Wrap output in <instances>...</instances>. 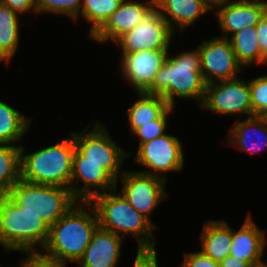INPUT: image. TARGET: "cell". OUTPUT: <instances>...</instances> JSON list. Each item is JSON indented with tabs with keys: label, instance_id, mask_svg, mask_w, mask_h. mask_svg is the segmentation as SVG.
<instances>
[{
	"label": "cell",
	"instance_id": "d590c367",
	"mask_svg": "<svg viewBox=\"0 0 267 267\" xmlns=\"http://www.w3.org/2000/svg\"><path fill=\"white\" fill-rule=\"evenodd\" d=\"M249 263L247 261L238 259L235 256L228 255L221 262H219V267H248Z\"/></svg>",
	"mask_w": 267,
	"mask_h": 267
},
{
	"label": "cell",
	"instance_id": "5b68a950",
	"mask_svg": "<svg viewBox=\"0 0 267 267\" xmlns=\"http://www.w3.org/2000/svg\"><path fill=\"white\" fill-rule=\"evenodd\" d=\"M50 227L39 216L24 212L7 194L0 195V244L5 251L45 246Z\"/></svg>",
	"mask_w": 267,
	"mask_h": 267
},
{
	"label": "cell",
	"instance_id": "cb8c5ba5",
	"mask_svg": "<svg viewBox=\"0 0 267 267\" xmlns=\"http://www.w3.org/2000/svg\"><path fill=\"white\" fill-rule=\"evenodd\" d=\"M10 7L0 4V61L9 62L19 45V18Z\"/></svg>",
	"mask_w": 267,
	"mask_h": 267
},
{
	"label": "cell",
	"instance_id": "6da1fadb",
	"mask_svg": "<svg viewBox=\"0 0 267 267\" xmlns=\"http://www.w3.org/2000/svg\"><path fill=\"white\" fill-rule=\"evenodd\" d=\"M206 90V83L201 74V62L198 48L186 51L175 57L167 58L152 85L144 92L160 95L171 107L175 97L200 101L201 106Z\"/></svg>",
	"mask_w": 267,
	"mask_h": 267
},
{
	"label": "cell",
	"instance_id": "836d02e7",
	"mask_svg": "<svg viewBox=\"0 0 267 267\" xmlns=\"http://www.w3.org/2000/svg\"><path fill=\"white\" fill-rule=\"evenodd\" d=\"M0 4L10 7L18 15L31 10L36 12L35 0H0Z\"/></svg>",
	"mask_w": 267,
	"mask_h": 267
},
{
	"label": "cell",
	"instance_id": "d6986e66",
	"mask_svg": "<svg viewBox=\"0 0 267 267\" xmlns=\"http://www.w3.org/2000/svg\"><path fill=\"white\" fill-rule=\"evenodd\" d=\"M229 132L232 137L229 135L228 142L237 145L240 150L258 153L267 149V117L254 115L242 122L238 120Z\"/></svg>",
	"mask_w": 267,
	"mask_h": 267
},
{
	"label": "cell",
	"instance_id": "603a6c76",
	"mask_svg": "<svg viewBox=\"0 0 267 267\" xmlns=\"http://www.w3.org/2000/svg\"><path fill=\"white\" fill-rule=\"evenodd\" d=\"M140 97L128 109L130 130L160 118L171 106L160 95L137 93Z\"/></svg>",
	"mask_w": 267,
	"mask_h": 267
},
{
	"label": "cell",
	"instance_id": "83f0119b",
	"mask_svg": "<svg viewBox=\"0 0 267 267\" xmlns=\"http://www.w3.org/2000/svg\"><path fill=\"white\" fill-rule=\"evenodd\" d=\"M82 0H35L36 12L63 14L77 19L81 11Z\"/></svg>",
	"mask_w": 267,
	"mask_h": 267
},
{
	"label": "cell",
	"instance_id": "484cf974",
	"mask_svg": "<svg viewBox=\"0 0 267 267\" xmlns=\"http://www.w3.org/2000/svg\"><path fill=\"white\" fill-rule=\"evenodd\" d=\"M21 145L0 144V195L21 179Z\"/></svg>",
	"mask_w": 267,
	"mask_h": 267
},
{
	"label": "cell",
	"instance_id": "74e56055",
	"mask_svg": "<svg viewBox=\"0 0 267 267\" xmlns=\"http://www.w3.org/2000/svg\"><path fill=\"white\" fill-rule=\"evenodd\" d=\"M248 267H267V264H264L262 261H260L254 264H249Z\"/></svg>",
	"mask_w": 267,
	"mask_h": 267
},
{
	"label": "cell",
	"instance_id": "ba28073f",
	"mask_svg": "<svg viewBox=\"0 0 267 267\" xmlns=\"http://www.w3.org/2000/svg\"><path fill=\"white\" fill-rule=\"evenodd\" d=\"M201 107L219 115L254 116L249 82L236 77L206 84Z\"/></svg>",
	"mask_w": 267,
	"mask_h": 267
},
{
	"label": "cell",
	"instance_id": "8d00e7d4",
	"mask_svg": "<svg viewBox=\"0 0 267 267\" xmlns=\"http://www.w3.org/2000/svg\"><path fill=\"white\" fill-rule=\"evenodd\" d=\"M205 5L210 9L213 10L215 8H219L223 5H225L226 3L231 2V0H202Z\"/></svg>",
	"mask_w": 267,
	"mask_h": 267
},
{
	"label": "cell",
	"instance_id": "7c38bea8",
	"mask_svg": "<svg viewBox=\"0 0 267 267\" xmlns=\"http://www.w3.org/2000/svg\"><path fill=\"white\" fill-rule=\"evenodd\" d=\"M201 62V74L206 84L233 79L242 66L228 38L214 37L198 46Z\"/></svg>",
	"mask_w": 267,
	"mask_h": 267
},
{
	"label": "cell",
	"instance_id": "d6a6232c",
	"mask_svg": "<svg viewBox=\"0 0 267 267\" xmlns=\"http://www.w3.org/2000/svg\"><path fill=\"white\" fill-rule=\"evenodd\" d=\"M155 249H138L134 267H158Z\"/></svg>",
	"mask_w": 267,
	"mask_h": 267
},
{
	"label": "cell",
	"instance_id": "2e32d148",
	"mask_svg": "<svg viewBox=\"0 0 267 267\" xmlns=\"http://www.w3.org/2000/svg\"><path fill=\"white\" fill-rule=\"evenodd\" d=\"M267 12V0L231 1L215 11L224 33L223 38L230 37L245 27L257 26Z\"/></svg>",
	"mask_w": 267,
	"mask_h": 267
},
{
	"label": "cell",
	"instance_id": "9a60e30c",
	"mask_svg": "<svg viewBox=\"0 0 267 267\" xmlns=\"http://www.w3.org/2000/svg\"><path fill=\"white\" fill-rule=\"evenodd\" d=\"M154 7L155 0H145L143 3L122 0L118 9L90 37L103 43L107 40H112L115 43L141 22Z\"/></svg>",
	"mask_w": 267,
	"mask_h": 267
},
{
	"label": "cell",
	"instance_id": "52a82bcc",
	"mask_svg": "<svg viewBox=\"0 0 267 267\" xmlns=\"http://www.w3.org/2000/svg\"><path fill=\"white\" fill-rule=\"evenodd\" d=\"M86 129L81 133L72 135L75 141V149L83 156V162L98 163L116 181L121 176L122 162L130 154L122 150L102 123L94 125L89 132ZM87 132V133H86ZM119 175V176H118Z\"/></svg>",
	"mask_w": 267,
	"mask_h": 267
},
{
	"label": "cell",
	"instance_id": "9c48e42d",
	"mask_svg": "<svg viewBox=\"0 0 267 267\" xmlns=\"http://www.w3.org/2000/svg\"><path fill=\"white\" fill-rule=\"evenodd\" d=\"M174 32L154 7L131 31L121 36L117 43L122 54L138 51L168 50Z\"/></svg>",
	"mask_w": 267,
	"mask_h": 267
},
{
	"label": "cell",
	"instance_id": "44dd1931",
	"mask_svg": "<svg viewBox=\"0 0 267 267\" xmlns=\"http://www.w3.org/2000/svg\"><path fill=\"white\" fill-rule=\"evenodd\" d=\"M202 252L213 259L221 262L229 255L232 242V228L223 220H210L204 222L201 233Z\"/></svg>",
	"mask_w": 267,
	"mask_h": 267
},
{
	"label": "cell",
	"instance_id": "7a4b0ae2",
	"mask_svg": "<svg viewBox=\"0 0 267 267\" xmlns=\"http://www.w3.org/2000/svg\"><path fill=\"white\" fill-rule=\"evenodd\" d=\"M85 206H90L91 214ZM94 207L79 201L49 229V237L42 248L45 253L66 262H78L98 227Z\"/></svg>",
	"mask_w": 267,
	"mask_h": 267
},
{
	"label": "cell",
	"instance_id": "f546056e",
	"mask_svg": "<svg viewBox=\"0 0 267 267\" xmlns=\"http://www.w3.org/2000/svg\"><path fill=\"white\" fill-rule=\"evenodd\" d=\"M174 107H170L160 118L153 120L147 124H142L133 133L139 138V145L146 143L164 135L167 127V117L173 111Z\"/></svg>",
	"mask_w": 267,
	"mask_h": 267
},
{
	"label": "cell",
	"instance_id": "3957f363",
	"mask_svg": "<svg viewBox=\"0 0 267 267\" xmlns=\"http://www.w3.org/2000/svg\"><path fill=\"white\" fill-rule=\"evenodd\" d=\"M116 189L93 197L89 203L94 207L99 227L114 234L136 236L138 249H155V238L151 237L157 229L153 222L140 214ZM115 195H114V194ZM153 238V239H152Z\"/></svg>",
	"mask_w": 267,
	"mask_h": 267
},
{
	"label": "cell",
	"instance_id": "d4e9b609",
	"mask_svg": "<svg viewBox=\"0 0 267 267\" xmlns=\"http://www.w3.org/2000/svg\"><path fill=\"white\" fill-rule=\"evenodd\" d=\"M23 113L0 101V144L22 140L31 122Z\"/></svg>",
	"mask_w": 267,
	"mask_h": 267
},
{
	"label": "cell",
	"instance_id": "ac0fdd59",
	"mask_svg": "<svg viewBox=\"0 0 267 267\" xmlns=\"http://www.w3.org/2000/svg\"><path fill=\"white\" fill-rule=\"evenodd\" d=\"M264 233L248 216L237 232L232 229L229 255L247 261L249 264L260 262L266 244Z\"/></svg>",
	"mask_w": 267,
	"mask_h": 267
},
{
	"label": "cell",
	"instance_id": "4316f807",
	"mask_svg": "<svg viewBox=\"0 0 267 267\" xmlns=\"http://www.w3.org/2000/svg\"><path fill=\"white\" fill-rule=\"evenodd\" d=\"M121 2L122 0H82L79 15L91 23L89 36L118 9Z\"/></svg>",
	"mask_w": 267,
	"mask_h": 267
},
{
	"label": "cell",
	"instance_id": "e575fe53",
	"mask_svg": "<svg viewBox=\"0 0 267 267\" xmlns=\"http://www.w3.org/2000/svg\"><path fill=\"white\" fill-rule=\"evenodd\" d=\"M261 53L267 59V12L264 18L256 26Z\"/></svg>",
	"mask_w": 267,
	"mask_h": 267
},
{
	"label": "cell",
	"instance_id": "f1b7e54d",
	"mask_svg": "<svg viewBox=\"0 0 267 267\" xmlns=\"http://www.w3.org/2000/svg\"><path fill=\"white\" fill-rule=\"evenodd\" d=\"M249 89L254 115L267 117V75L249 81Z\"/></svg>",
	"mask_w": 267,
	"mask_h": 267
},
{
	"label": "cell",
	"instance_id": "1f68e13d",
	"mask_svg": "<svg viewBox=\"0 0 267 267\" xmlns=\"http://www.w3.org/2000/svg\"><path fill=\"white\" fill-rule=\"evenodd\" d=\"M182 267H219V263L198 251L184 254Z\"/></svg>",
	"mask_w": 267,
	"mask_h": 267
},
{
	"label": "cell",
	"instance_id": "8992f818",
	"mask_svg": "<svg viewBox=\"0 0 267 267\" xmlns=\"http://www.w3.org/2000/svg\"><path fill=\"white\" fill-rule=\"evenodd\" d=\"M7 195L26 213L39 216L50 227L76 203L70 188L18 180Z\"/></svg>",
	"mask_w": 267,
	"mask_h": 267
},
{
	"label": "cell",
	"instance_id": "e0dca14e",
	"mask_svg": "<svg viewBox=\"0 0 267 267\" xmlns=\"http://www.w3.org/2000/svg\"><path fill=\"white\" fill-rule=\"evenodd\" d=\"M123 237L97 227L77 264L81 267H116Z\"/></svg>",
	"mask_w": 267,
	"mask_h": 267
},
{
	"label": "cell",
	"instance_id": "7402d4cb",
	"mask_svg": "<svg viewBox=\"0 0 267 267\" xmlns=\"http://www.w3.org/2000/svg\"><path fill=\"white\" fill-rule=\"evenodd\" d=\"M228 39L235 52L236 59L242 67L251 66L254 62L267 65V59L260 51L256 26L245 27L231 34Z\"/></svg>",
	"mask_w": 267,
	"mask_h": 267
},
{
	"label": "cell",
	"instance_id": "30bf717a",
	"mask_svg": "<svg viewBox=\"0 0 267 267\" xmlns=\"http://www.w3.org/2000/svg\"><path fill=\"white\" fill-rule=\"evenodd\" d=\"M182 149L181 142L177 136L169 134H164L146 143H141L134 160L139 165L141 164L155 172H137L154 175L166 180V176H163V173L182 170L184 166Z\"/></svg>",
	"mask_w": 267,
	"mask_h": 267
},
{
	"label": "cell",
	"instance_id": "277c9868",
	"mask_svg": "<svg viewBox=\"0 0 267 267\" xmlns=\"http://www.w3.org/2000/svg\"><path fill=\"white\" fill-rule=\"evenodd\" d=\"M75 141L71 134L64 140L32 154L21 145V180L32 184L70 188Z\"/></svg>",
	"mask_w": 267,
	"mask_h": 267
},
{
	"label": "cell",
	"instance_id": "8fae6325",
	"mask_svg": "<svg viewBox=\"0 0 267 267\" xmlns=\"http://www.w3.org/2000/svg\"><path fill=\"white\" fill-rule=\"evenodd\" d=\"M122 185L121 195L135 208L140 214L150 221V215L154 208L161 203L165 197L166 180L140 172L120 173Z\"/></svg>",
	"mask_w": 267,
	"mask_h": 267
},
{
	"label": "cell",
	"instance_id": "5bb4252c",
	"mask_svg": "<svg viewBox=\"0 0 267 267\" xmlns=\"http://www.w3.org/2000/svg\"><path fill=\"white\" fill-rule=\"evenodd\" d=\"M168 54L169 50L146 49L122 55L121 72L136 93H144L152 85Z\"/></svg>",
	"mask_w": 267,
	"mask_h": 267
},
{
	"label": "cell",
	"instance_id": "4fadbf2b",
	"mask_svg": "<svg viewBox=\"0 0 267 267\" xmlns=\"http://www.w3.org/2000/svg\"><path fill=\"white\" fill-rule=\"evenodd\" d=\"M83 187H78L79 181ZM77 182V185H75ZM93 187V188H92ZM94 187H96L94 189ZM116 189V181L98 163L83 162V156L75 149L70 190L79 201L89 202L96 195ZM101 190V191H100Z\"/></svg>",
	"mask_w": 267,
	"mask_h": 267
},
{
	"label": "cell",
	"instance_id": "ffe728a7",
	"mask_svg": "<svg viewBox=\"0 0 267 267\" xmlns=\"http://www.w3.org/2000/svg\"><path fill=\"white\" fill-rule=\"evenodd\" d=\"M155 7L174 33L176 26L183 30L210 11L202 0H155Z\"/></svg>",
	"mask_w": 267,
	"mask_h": 267
},
{
	"label": "cell",
	"instance_id": "4dcf8cb0",
	"mask_svg": "<svg viewBox=\"0 0 267 267\" xmlns=\"http://www.w3.org/2000/svg\"><path fill=\"white\" fill-rule=\"evenodd\" d=\"M28 257L24 259L20 267H66V262L49 254H42L36 248L35 250H23Z\"/></svg>",
	"mask_w": 267,
	"mask_h": 267
}]
</instances>
